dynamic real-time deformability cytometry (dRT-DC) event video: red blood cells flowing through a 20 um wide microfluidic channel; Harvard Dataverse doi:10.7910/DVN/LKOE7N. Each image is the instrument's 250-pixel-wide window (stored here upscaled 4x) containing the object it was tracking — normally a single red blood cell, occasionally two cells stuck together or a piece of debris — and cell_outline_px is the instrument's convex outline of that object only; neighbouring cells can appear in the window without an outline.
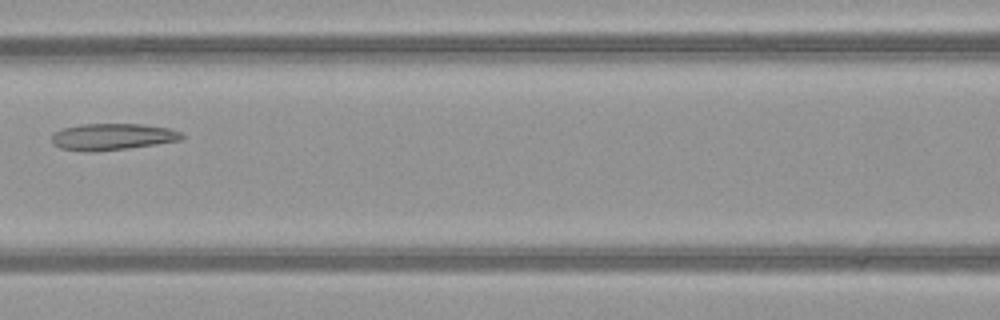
{"species": "common noctule bat (a hibernating species)", "species_latin": "Nyctalus noctula", "temperature_condition": "warm", "stored_images_in_passage": 6, "camera_frame_rate_fps": 3000, "um_per_image_px": 0.085, "animal": {"sex": "female", "body_mass_g": 21.9}, "frame": {"image": 1, "passage_image": 5, "time_ms": 1.333, "image_size_px": [1000, 320], "cell_outline_px": [[184, 140], [128, 148], [96, 152], [88, 152], [60, 148], [52, 144], [52, 136], [56, 132], [64, 128], [80, 124], [140, 124], [168, 128], [180, 132], [184, 136]], "centroid_in_image_um": [9.56, 11.63], "position_along_channel_um": 157.0, "area_um2": 20.17}}
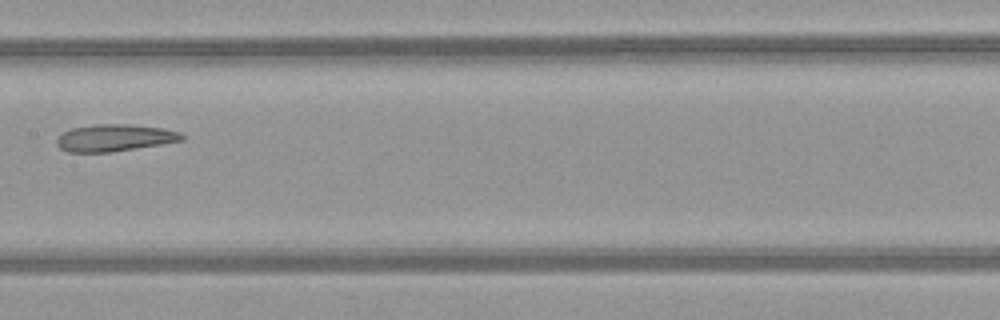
{"frame": {"image": 2, "passage_image": 6, "time_ms": 1.667, "image_size_px": [1000, 320], "cell_outline_px": [[184, 140], [112, 152], [68, 152], [60, 148], [56, 144], [56, 140], [64, 132], [72, 128], [92, 124], [128, 124], [164, 128], [180, 132], [184, 136]], "centroid_in_image_um": [9.74, 11.71], "position_along_channel_um": 197.7, "area_um2": 19.65}}